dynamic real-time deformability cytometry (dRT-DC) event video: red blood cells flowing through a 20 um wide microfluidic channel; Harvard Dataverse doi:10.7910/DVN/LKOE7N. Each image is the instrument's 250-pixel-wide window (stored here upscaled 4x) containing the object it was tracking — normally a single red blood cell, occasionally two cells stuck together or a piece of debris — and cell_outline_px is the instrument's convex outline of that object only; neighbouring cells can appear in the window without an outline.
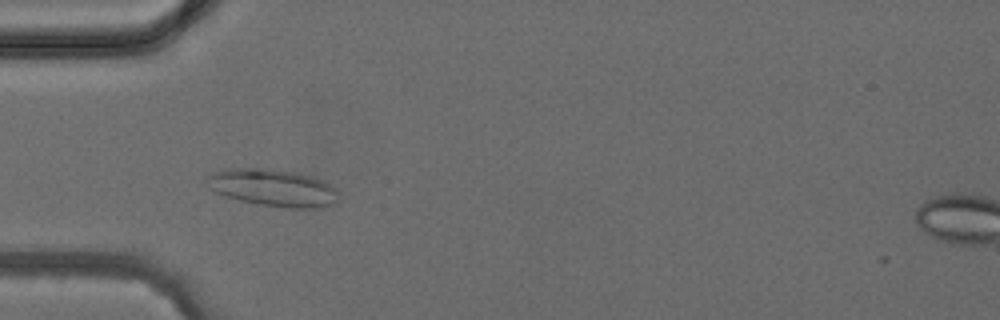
{"species": "common noctule bat (a hibernating species)", "species_latin": "Nyctalus noctula", "temperature_condition": "cold", "stored_images_in_passage": 3, "camera_frame_rate_fps": 3000, "um_per_image_px": 0.085, "animal": {"sex": "female", "body_mass_g": 24.6, "forearm_length_mm": 56.2}, "frame": {"image": 1, "passage_image": 2, "time_ms": 1.667, "image_size_px": [1000, 320], "cell_outline_px": [[340, 192], [336, 200], [332, 204], [324, 208], [288, 208], [260, 204], [240, 200], [224, 196], [208, 188], [204, 180], [212, 172], [228, 168], [256, 168], [292, 172], [312, 176], [336, 188]], "centroid_in_image_um": [23.17, 15.97], "position_along_channel_um": 61.8, "area_um2": 28.55}}